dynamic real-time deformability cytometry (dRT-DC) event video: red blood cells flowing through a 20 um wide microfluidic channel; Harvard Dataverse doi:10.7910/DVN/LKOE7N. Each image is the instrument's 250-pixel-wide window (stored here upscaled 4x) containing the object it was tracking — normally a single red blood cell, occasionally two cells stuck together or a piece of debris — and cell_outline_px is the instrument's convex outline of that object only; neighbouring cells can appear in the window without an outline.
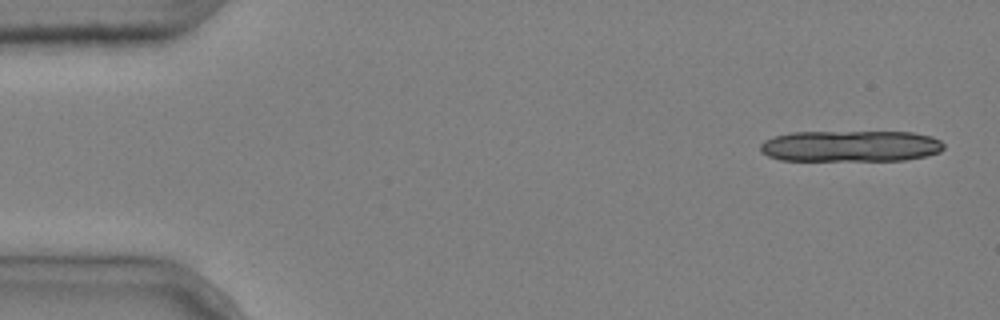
{"species": "common noctule bat (a hibernating species)", "species_latin": "Nyctalus noctula", "temperature_condition": "cold", "stored_images_in_passage": 8, "camera_frame_rate_fps": 3000, "um_per_image_px": 0.085, "animal": {"sex": "male", "body_mass_g": 20.4}, "frame": {"image": 1, "passage_image": 1, "time_ms": 0.0, "image_size_px": [1000, 320], "cell_outline_px": [[944, 148], [940, 152], [924, 156], [904, 160], [780, 160], [768, 156], [760, 152], [760, 144], [764, 140], [776, 136], [792, 132], [912, 132], [932, 136], [940, 140], [944, 144]], "centroid_in_image_um": [72.3, 12.41], "position_along_channel_um": 12.7, "area_um2": 33.47}}
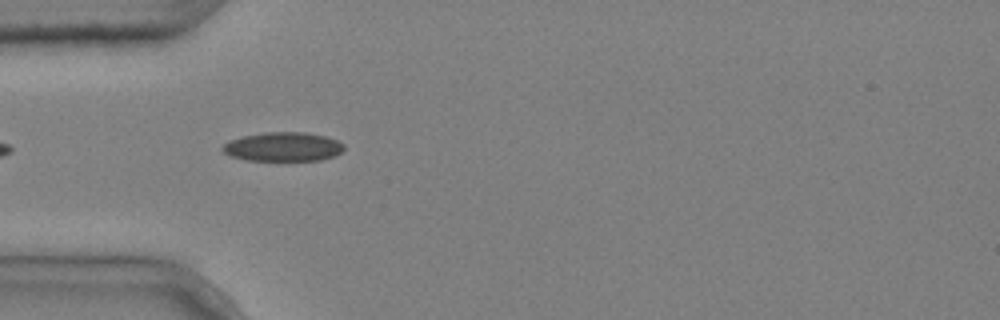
{"frame": {"image": 2, "passage_image": 5, "time_ms": 1.333, "image_size_px": [1000, 320], "cell_outline_px": [[344, 148], [340, 152], [332, 156], [320, 160], [248, 160], [232, 156], [224, 152], [220, 148], [228, 140], [244, 136], [268, 132], [304, 132], [324, 136], [336, 140], [344, 144]], "centroid_in_image_um": [24.04, 12.47], "position_along_channel_um": 61.0, "area_um2": 20.29}}